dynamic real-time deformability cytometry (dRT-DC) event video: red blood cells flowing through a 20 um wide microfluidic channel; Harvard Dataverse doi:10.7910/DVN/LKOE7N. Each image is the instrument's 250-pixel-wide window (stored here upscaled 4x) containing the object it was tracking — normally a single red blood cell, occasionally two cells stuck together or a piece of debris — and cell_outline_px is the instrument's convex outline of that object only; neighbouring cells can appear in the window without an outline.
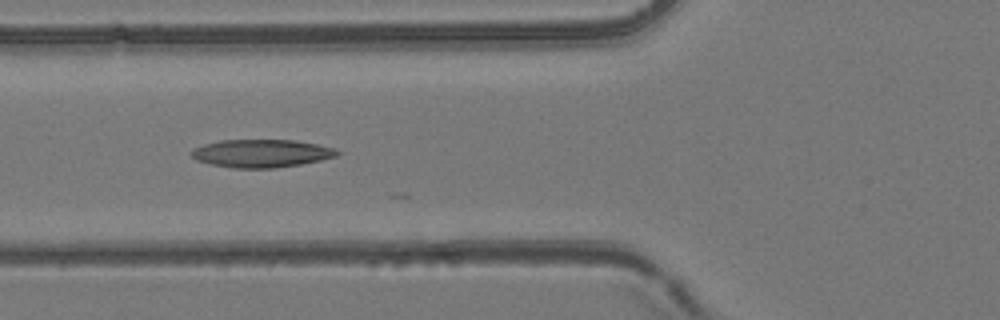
{"species": "common noctule bat (a hibernating species)", "species_latin": "Nyctalus noctula", "temperature_condition": "room temperature", "stored_images_in_passage": 14, "camera_frame_rate_fps": 3000, "um_per_image_px": 0.085, "animal": {"sex": "female", "body_mass_g": 24.6, "forearm_length_mm": 56.2}, "frame": {"image": 1, "passage_image": 10, "time_ms": 3.0, "image_size_px": [1000, 320], "cell_outline_px": [[340, 152], [336, 156], [320, 160], [300, 164], [276, 168], [236, 168], [212, 164], [196, 160], [188, 152], [192, 148], [204, 144], [220, 140], [292, 140], [316, 144], [336, 148]], "centroid_in_image_um": [22.19, 13.03], "position_along_channel_um": 103.6, "area_um2": 23.7}}
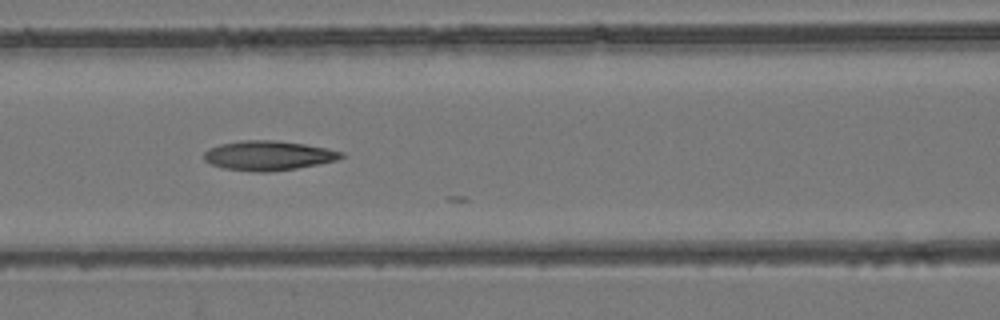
{"frame": {"image": 2, "passage_image": 13, "time_ms": 4.0, "image_size_px": [1000, 320], "cell_outline_px": [[344, 156], [336, 160], [296, 168], [268, 172], [256, 172], [224, 168], [212, 164], [204, 160], [204, 152], [208, 148], [220, 144], [244, 140], [276, 140], [304, 144], [344, 152]], "centroid_in_image_um": [22.77, 13.22], "position_along_channel_um": 143.8, "area_um2": 23.41}}